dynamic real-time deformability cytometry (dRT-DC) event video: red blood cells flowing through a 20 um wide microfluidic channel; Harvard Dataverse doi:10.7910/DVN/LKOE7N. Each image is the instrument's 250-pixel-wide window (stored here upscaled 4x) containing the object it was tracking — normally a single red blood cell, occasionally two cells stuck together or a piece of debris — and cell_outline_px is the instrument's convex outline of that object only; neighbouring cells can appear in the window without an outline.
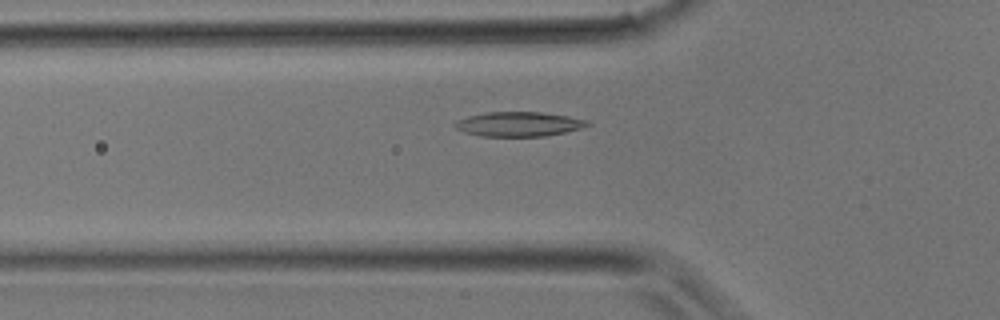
{"species": "common noctule bat (a hibernating species)", "species_latin": "Nyctalus noctula", "temperature_condition": "room temperature", "stored_images_in_passage": 33, "camera_frame_rate_fps": 3000, "um_per_image_px": 0.085, "animal": {"sex": "male", "body_mass_g": 17.9}, "frame": {"image": 1, "passage_image": 10, "time_ms": 3.0, "image_size_px": [1000, 320], "cell_outline_px": [[592, 124], [580, 128], [564, 132], [544, 136], [480, 136], [464, 132], [456, 128], [452, 124], [456, 120], [468, 116], [484, 112], [540, 112], [568, 116], [592, 120]], "centroid_in_image_um": [44.09, 10.54], "position_along_channel_um": 81.7, "area_um2": 19.07}}
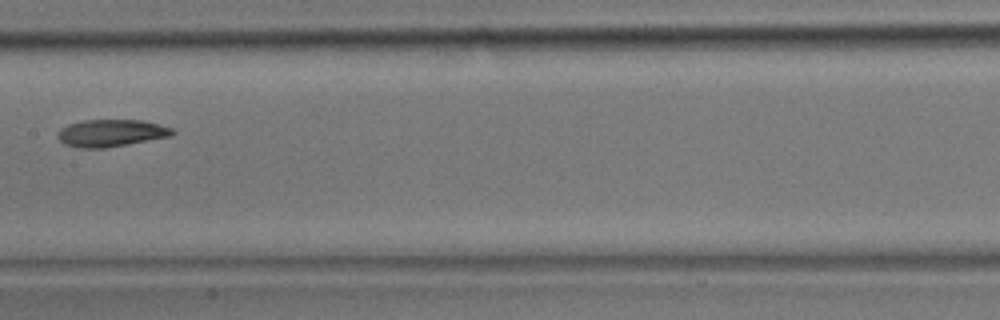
{"frame": {"image": 2, "passage_image": 16, "time_ms": 5.0, "image_size_px": [1000, 320], "cell_outline_px": [[176, 132], [172, 136], [104, 148], [80, 148], [64, 144], [56, 136], [60, 128], [68, 124], [84, 120], [144, 120], [160, 124], [172, 128]], "centroid_in_image_um": [9.45, 11.3], "position_along_channel_um": 198.0, "area_um2": 18.26}}
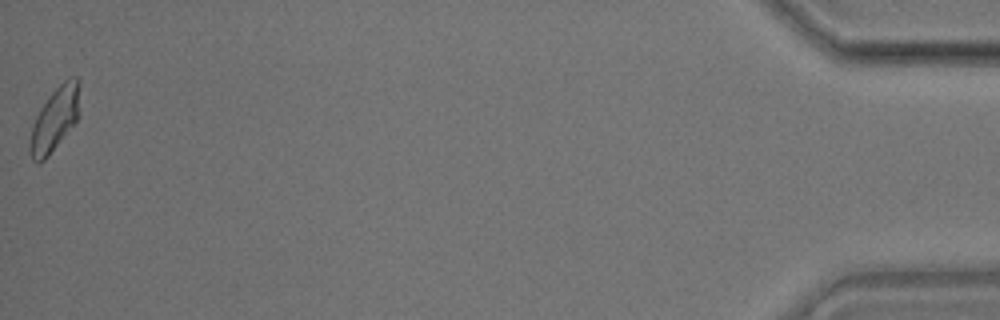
{"frame": {"image": 3, "passage_image": 33, "time_ms": 10.667, "image_size_px": [1000, 320], "cell_outline_px": [[80, 116], [48, 156], [40, 164], [36, 164], [32, 160], [28, 152], [28, 140], [36, 116], [40, 108], [48, 96], [64, 80], [72, 76], [76, 76], [80, 80]], "centroid_in_image_um": [4.66, 10.13], "position_along_channel_um": 430.5, "area_um2": 18.96}}